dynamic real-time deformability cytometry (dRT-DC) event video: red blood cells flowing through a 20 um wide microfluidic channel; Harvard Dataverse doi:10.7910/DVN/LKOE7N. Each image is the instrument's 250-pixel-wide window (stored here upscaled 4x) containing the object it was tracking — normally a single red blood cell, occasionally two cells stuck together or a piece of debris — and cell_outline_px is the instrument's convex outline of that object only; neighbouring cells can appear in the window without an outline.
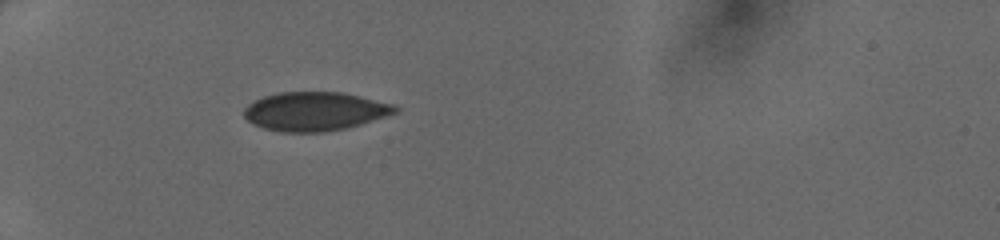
{"species": "human", "species_latin": "Homo sapiens", "temperature_condition": "cold", "stored_images_in_passage": 32, "camera_frame_rate_fps": 3000, "um_per_image_px": 0.085, "donor": {"sex": "female"}, "frame": {"image": 1, "passage_image": 1, "time_ms": 0.0, "image_size_px": [1000, 240], "cell_outline_px": [[400, 108], [396, 112], [360, 124], [344, 128], [324, 132], [280, 132], [264, 128], [248, 120], [244, 116], [244, 108], [248, 104], [264, 96], [280, 92], [344, 92], [392, 104]], "centroid_in_image_um": [26.74, 9.46], "position_along_channel_um": 58.3, "area_um2": 33.81}}
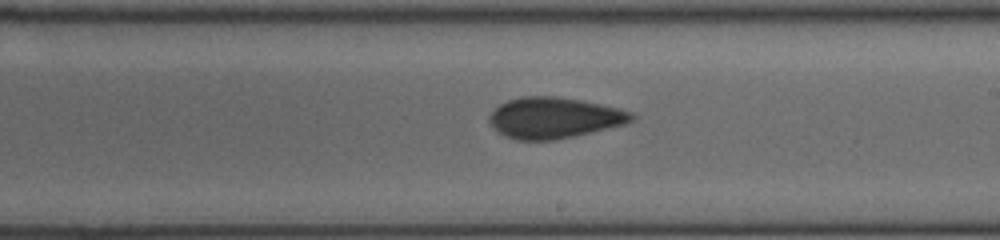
{"frame": {"image": 2, "passage_image": 15, "time_ms": 4.667, "image_size_px": [1000, 240], "cell_outline_px": [[636, 120], [624, 124], [556, 140], [516, 140], [504, 136], [496, 132], [488, 120], [488, 116], [500, 104], [508, 100], [524, 96], [556, 96], [580, 100], [620, 108], [632, 112], [636, 116]], "centroid_in_image_um": [47.09, 10.02], "position_along_channel_um": 241.9, "area_um2": 34.04}}
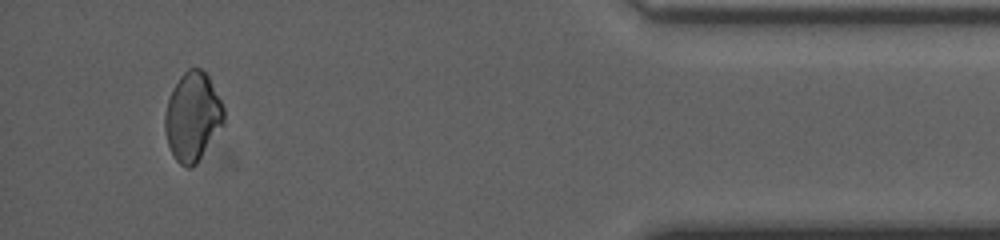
{"frame": {"image": 3, "passage_image": 30, "time_ms": 9.667, "image_size_px": [1000, 240], "cell_outline_px": [[224, 124], [196, 164], [188, 168], [180, 164], [176, 160], [168, 144], [164, 128], [164, 116], [168, 100], [172, 88], [180, 76], [188, 68], [200, 68], [208, 76], [224, 108]], "centroid_in_image_um": [16.36, 9.92], "position_along_channel_um": 418.8, "area_um2": 30.29}}